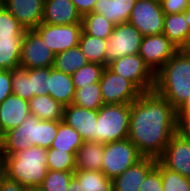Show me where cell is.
<instances>
[{
    "mask_svg": "<svg viewBox=\"0 0 190 191\" xmlns=\"http://www.w3.org/2000/svg\"><path fill=\"white\" fill-rule=\"evenodd\" d=\"M2 135L0 133V147H1Z\"/></svg>",
    "mask_w": 190,
    "mask_h": 191,
    "instance_id": "f907efd6",
    "label": "cell"
},
{
    "mask_svg": "<svg viewBox=\"0 0 190 191\" xmlns=\"http://www.w3.org/2000/svg\"><path fill=\"white\" fill-rule=\"evenodd\" d=\"M42 22L53 25L82 24V16L71 0H44Z\"/></svg>",
    "mask_w": 190,
    "mask_h": 191,
    "instance_id": "d6986e66",
    "label": "cell"
},
{
    "mask_svg": "<svg viewBox=\"0 0 190 191\" xmlns=\"http://www.w3.org/2000/svg\"><path fill=\"white\" fill-rule=\"evenodd\" d=\"M12 93L11 70L0 69V103Z\"/></svg>",
    "mask_w": 190,
    "mask_h": 191,
    "instance_id": "60d3db41",
    "label": "cell"
},
{
    "mask_svg": "<svg viewBox=\"0 0 190 191\" xmlns=\"http://www.w3.org/2000/svg\"><path fill=\"white\" fill-rule=\"evenodd\" d=\"M23 36L0 37V69L12 70L20 67Z\"/></svg>",
    "mask_w": 190,
    "mask_h": 191,
    "instance_id": "d4e9b609",
    "label": "cell"
},
{
    "mask_svg": "<svg viewBox=\"0 0 190 191\" xmlns=\"http://www.w3.org/2000/svg\"><path fill=\"white\" fill-rule=\"evenodd\" d=\"M142 158L137 147L128 138L104 143L102 172L113 180Z\"/></svg>",
    "mask_w": 190,
    "mask_h": 191,
    "instance_id": "8992f818",
    "label": "cell"
},
{
    "mask_svg": "<svg viewBox=\"0 0 190 191\" xmlns=\"http://www.w3.org/2000/svg\"><path fill=\"white\" fill-rule=\"evenodd\" d=\"M187 50H190V33L187 39Z\"/></svg>",
    "mask_w": 190,
    "mask_h": 191,
    "instance_id": "681fc988",
    "label": "cell"
},
{
    "mask_svg": "<svg viewBox=\"0 0 190 191\" xmlns=\"http://www.w3.org/2000/svg\"><path fill=\"white\" fill-rule=\"evenodd\" d=\"M130 104H103L97 110L96 142L109 143L128 138Z\"/></svg>",
    "mask_w": 190,
    "mask_h": 191,
    "instance_id": "5b68a950",
    "label": "cell"
},
{
    "mask_svg": "<svg viewBox=\"0 0 190 191\" xmlns=\"http://www.w3.org/2000/svg\"><path fill=\"white\" fill-rule=\"evenodd\" d=\"M88 63L79 45L55 55L53 67L66 74L72 75L75 71Z\"/></svg>",
    "mask_w": 190,
    "mask_h": 191,
    "instance_id": "4316f807",
    "label": "cell"
},
{
    "mask_svg": "<svg viewBox=\"0 0 190 191\" xmlns=\"http://www.w3.org/2000/svg\"><path fill=\"white\" fill-rule=\"evenodd\" d=\"M72 104L88 110H98L104 104L99 82L76 89Z\"/></svg>",
    "mask_w": 190,
    "mask_h": 191,
    "instance_id": "4dcf8cb0",
    "label": "cell"
},
{
    "mask_svg": "<svg viewBox=\"0 0 190 191\" xmlns=\"http://www.w3.org/2000/svg\"><path fill=\"white\" fill-rule=\"evenodd\" d=\"M156 164L157 159L143 157L112 180L113 191H139L147 174Z\"/></svg>",
    "mask_w": 190,
    "mask_h": 191,
    "instance_id": "e0dca14e",
    "label": "cell"
},
{
    "mask_svg": "<svg viewBox=\"0 0 190 191\" xmlns=\"http://www.w3.org/2000/svg\"><path fill=\"white\" fill-rule=\"evenodd\" d=\"M2 5L26 29H35L43 21L44 0H2Z\"/></svg>",
    "mask_w": 190,
    "mask_h": 191,
    "instance_id": "2e32d148",
    "label": "cell"
},
{
    "mask_svg": "<svg viewBox=\"0 0 190 191\" xmlns=\"http://www.w3.org/2000/svg\"><path fill=\"white\" fill-rule=\"evenodd\" d=\"M63 122L74 128L84 141L96 142L97 110L70 104L64 107Z\"/></svg>",
    "mask_w": 190,
    "mask_h": 191,
    "instance_id": "9a60e30c",
    "label": "cell"
},
{
    "mask_svg": "<svg viewBox=\"0 0 190 191\" xmlns=\"http://www.w3.org/2000/svg\"><path fill=\"white\" fill-rule=\"evenodd\" d=\"M164 14L183 13L188 7L187 0H160Z\"/></svg>",
    "mask_w": 190,
    "mask_h": 191,
    "instance_id": "ab89813d",
    "label": "cell"
},
{
    "mask_svg": "<svg viewBox=\"0 0 190 191\" xmlns=\"http://www.w3.org/2000/svg\"><path fill=\"white\" fill-rule=\"evenodd\" d=\"M183 13H184L186 21L190 27V6Z\"/></svg>",
    "mask_w": 190,
    "mask_h": 191,
    "instance_id": "7dc6e473",
    "label": "cell"
},
{
    "mask_svg": "<svg viewBox=\"0 0 190 191\" xmlns=\"http://www.w3.org/2000/svg\"><path fill=\"white\" fill-rule=\"evenodd\" d=\"M164 12L158 0H137L128 23L132 24L142 36L162 34Z\"/></svg>",
    "mask_w": 190,
    "mask_h": 191,
    "instance_id": "9c48e42d",
    "label": "cell"
},
{
    "mask_svg": "<svg viewBox=\"0 0 190 191\" xmlns=\"http://www.w3.org/2000/svg\"><path fill=\"white\" fill-rule=\"evenodd\" d=\"M74 172L48 170L40 187L44 191H67Z\"/></svg>",
    "mask_w": 190,
    "mask_h": 191,
    "instance_id": "d590c367",
    "label": "cell"
},
{
    "mask_svg": "<svg viewBox=\"0 0 190 191\" xmlns=\"http://www.w3.org/2000/svg\"><path fill=\"white\" fill-rule=\"evenodd\" d=\"M139 191H163L161 172L156 166L147 174Z\"/></svg>",
    "mask_w": 190,
    "mask_h": 191,
    "instance_id": "f35d334b",
    "label": "cell"
},
{
    "mask_svg": "<svg viewBox=\"0 0 190 191\" xmlns=\"http://www.w3.org/2000/svg\"><path fill=\"white\" fill-rule=\"evenodd\" d=\"M58 130V121L40 120L30 114L17 128L2 135L0 155H14L31 145L49 149Z\"/></svg>",
    "mask_w": 190,
    "mask_h": 191,
    "instance_id": "3957f363",
    "label": "cell"
},
{
    "mask_svg": "<svg viewBox=\"0 0 190 191\" xmlns=\"http://www.w3.org/2000/svg\"><path fill=\"white\" fill-rule=\"evenodd\" d=\"M67 191H81L80 183L74 176L69 182Z\"/></svg>",
    "mask_w": 190,
    "mask_h": 191,
    "instance_id": "bcb514c9",
    "label": "cell"
},
{
    "mask_svg": "<svg viewBox=\"0 0 190 191\" xmlns=\"http://www.w3.org/2000/svg\"><path fill=\"white\" fill-rule=\"evenodd\" d=\"M176 133L190 141V114H176Z\"/></svg>",
    "mask_w": 190,
    "mask_h": 191,
    "instance_id": "b9f144b4",
    "label": "cell"
},
{
    "mask_svg": "<svg viewBox=\"0 0 190 191\" xmlns=\"http://www.w3.org/2000/svg\"><path fill=\"white\" fill-rule=\"evenodd\" d=\"M105 67V65L88 62L75 71L71 75L75 90L99 82Z\"/></svg>",
    "mask_w": 190,
    "mask_h": 191,
    "instance_id": "d6a6232c",
    "label": "cell"
},
{
    "mask_svg": "<svg viewBox=\"0 0 190 191\" xmlns=\"http://www.w3.org/2000/svg\"><path fill=\"white\" fill-rule=\"evenodd\" d=\"M176 114H190V95L183 104L176 110Z\"/></svg>",
    "mask_w": 190,
    "mask_h": 191,
    "instance_id": "f6af8a7d",
    "label": "cell"
},
{
    "mask_svg": "<svg viewBox=\"0 0 190 191\" xmlns=\"http://www.w3.org/2000/svg\"><path fill=\"white\" fill-rule=\"evenodd\" d=\"M84 143L80 134L63 121H58V130L50 148L66 152H77Z\"/></svg>",
    "mask_w": 190,
    "mask_h": 191,
    "instance_id": "f1b7e54d",
    "label": "cell"
},
{
    "mask_svg": "<svg viewBox=\"0 0 190 191\" xmlns=\"http://www.w3.org/2000/svg\"><path fill=\"white\" fill-rule=\"evenodd\" d=\"M75 5L78 13L83 17L84 15L93 12L97 0H71Z\"/></svg>",
    "mask_w": 190,
    "mask_h": 191,
    "instance_id": "ee69618b",
    "label": "cell"
},
{
    "mask_svg": "<svg viewBox=\"0 0 190 191\" xmlns=\"http://www.w3.org/2000/svg\"><path fill=\"white\" fill-rule=\"evenodd\" d=\"M28 191H44L40 186L28 187Z\"/></svg>",
    "mask_w": 190,
    "mask_h": 191,
    "instance_id": "c3c4849f",
    "label": "cell"
},
{
    "mask_svg": "<svg viewBox=\"0 0 190 191\" xmlns=\"http://www.w3.org/2000/svg\"><path fill=\"white\" fill-rule=\"evenodd\" d=\"M78 45L88 62L105 65L107 39L87 35L82 30Z\"/></svg>",
    "mask_w": 190,
    "mask_h": 191,
    "instance_id": "83f0119b",
    "label": "cell"
},
{
    "mask_svg": "<svg viewBox=\"0 0 190 191\" xmlns=\"http://www.w3.org/2000/svg\"><path fill=\"white\" fill-rule=\"evenodd\" d=\"M190 27L184 13L165 14L163 34L178 48L187 50Z\"/></svg>",
    "mask_w": 190,
    "mask_h": 191,
    "instance_id": "7402d4cb",
    "label": "cell"
},
{
    "mask_svg": "<svg viewBox=\"0 0 190 191\" xmlns=\"http://www.w3.org/2000/svg\"><path fill=\"white\" fill-rule=\"evenodd\" d=\"M0 191H28V187L8 179L0 171Z\"/></svg>",
    "mask_w": 190,
    "mask_h": 191,
    "instance_id": "7bdbcfd3",
    "label": "cell"
},
{
    "mask_svg": "<svg viewBox=\"0 0 190 191\" xmlns=\"http://www.w3.org/2000/svg\"><path fill=\"white\" fill-rule=\"evenodd\" d=\"M11 77L13 94L28 101L34 97V93H31L30 75L27 69L22 67L14 68L11 70Z\"/></svg>",
    "mask_w": 190,
    "mask_h": 191,
    "instance_id": "e575fe53",
    "label": "cell"
},
{
    "mask_svg": "<svg viewBox=\"0 0 190 191\" xmlns=\"http://www.w3.org/2000/svg\"><path fill=\"white\" fill-rule=\"evenodd\" d=\"M156 167L161 172L163 191H190V179L163 167L158 161Z\"/></svg>",
    "mask_w": 190,
    "mask_h": 191,
    "instance_id": "836d02e7",
    "label": "cell"
},
{
    "mask_svg": "<svg viewBox=\"0 0 190 191\" xmlns=\"http://www.w3.org/2000/svg\"><path fill=\"white\" fill-rule=\"evenodd\" d=\"M107 67L115 74L129 80L141 93L154 89L155 74L138 53L125 55L110 62Z\"/></svg>",
    "mask_w": 190,
    "mask_h": 191,
    "instance_id": "52a82bcc",
    "label": "cell"
},
{
    "mask_svg": "<svg viewBox=\"0 0 190 191\" xmlns=\"http://www.w3.org/2000/svg\"><path fill=\"white\" fill-rule=\"evenodd\" d=\"M179 49L162 33L143 36L138 54L156 74Z\"/></svg>",
    "mask_w": 190,
    "mask_h": 191,
    "instance_id": "4fadbf2b",
    "label": "cell"
},
{
    "mask_svg": "<svg viewBox=\"0 0 190 191\" xmlns=\"http://www.w3.org/2000/svg\"><path fill=\"white\" fill-rule=\"evenodd\" d=\"M28 102L30 114L40 120L63 121L64 106L50 95H37Z\"/></svg>",
    "mask_w": 190,
    "mask_h": 191,
    "instance_id": "cb8c5ba5",
    "label": "cell"
},
{
    "mask_svg": "<svg viewBox=\"0 0 190 191\" xmlns=\"http://www.w3.org/2000/svg\"><path fill=\"white\" fill-rule=\"evenodd\" d=\"M142 34L130 23L115 25L112 34L107 38L105 66L125 55L139 52Z\"/></svg>",
    "mask_w": 190,
    "mask_h": 191,
    "instance_id": "ba28073f",
    "label": "cell"
},
{
    "mask_svg": "<svg viewBox=\"0 0 190 191\" xmlns=\"http://www.w3.org/2000/svg\"><path fill=\"white\" fill-rule=\"evenodd\" d=\"M104 104H131L141 92L127 79L115 74L107 66L99 81Z\"/></svg>",
    "mask_w": 190,
    "mask_h": 191,
    "instance_id": "30bf717a",
    "label": "cell"
},
{
    "mask_svg": "<svg viewBox=\"0 0 190 191\" xmlns=\"http://www.w3.org/2000/svg\"><path fill=\"white\" fill-rule=\"evenodd\" d=\"M34 30L56 55L78 45L82 24L53 25L41 22Z\"/></svg>",
    "mask_w": 190,
    "mask_h": 191,
    "instance_id": "7c38bea8",
    "label": "cell"
},
{
    "mask_svg": "<svg viewBox=\"0 0 190 191\" xmlns=\"http://www.w3.org/2000/svg\"><path fill=\"white\" fill-rule=\"evenodd\" d=\"M55 54L34 30H26L22 39L20 67L25 69L53 67Z\"/></svg>",
    "mask_w": 190,
    "mask_h": 191,
    "instance_id": "8fae6325",
    "label": "cell"
},
{
    "mask_svg": "<svg viewBox=\"0 0 190 191\" xmlns=\"http://www.w3.org/2000/svg\"><path fill=\"white\" fill-rule=\"evenodd\" d=\"M47 150L31 145L14 155H0L2 174L26 187L40 186L48 172Z\"/></svg>",
    "mask_w": 190,
    "mask_h": 191,
    "instance_id": "277c9868",
    "label": "cell"
},
{
    "mask_svg": "<svg viewBox=\"0 0 190 191\" xmlns=\"http://www.w3.org/2000/svg\"><path fill=\"white\" fill-rule=\"evenodd\" d=\"M137 0H97L93 12L104 16L114 25L127 23Z\"/></svg>",
    "mask_w": 190,
    "mask_h": 191,
    "instance_id": "44dd1931",
    "label": "cell"
},
{
    "mask_svg": "<svg viewBox=\"0 0 190 191\" xmlns=\"http://www.w3.org/2000/svg\"><path fill=\"white\" fill-rule=\"evenodd\" d=\"M30 75L31 93L37 95H49V67L27 69Z\"/></svg>",
    "mask_w": 190,
    "mask_h": 191,
    "instance_id": "74e56055",
    "label": "cell"
},
{
    "mask_svg": "<svg viewBox=\"0 0 190 191\" xmlns=\"http://www.w3.org/2000/svg\"><path fill=\"white\" fill-rule=\"evenodd\" d=\"M103 156L104 143L84 141L75 155L76 169L102 171Z\"/></svg>",
    "mask_w": 190,
    "mask_h": 191,
    "instance_id": "603a6c76",
    "label": "cell"
},
{
    "mask_svg": "<svg viewBox=\"0 0 190 191\" xmlns=\"http://www.w3.org/2000/svg\"><path fill=\"white\" fill-rule=\"evenodd\" d=\"M74 177L79 181L81 191H113V182L102 171H74Z\"/></svg>",
    "mask_w": 190,
    "mask_h": 191,
    "instance_id": "484cf974",
    "label": "cell"
},
{
    "mask_svg": "<svg viewBox=\"0 0 190 191\" xmlns=\"http://www.w3.org/2000/svg\"><path fill=\"white\" fill-rule=\"evenodd\" d=\"M75 87L72 77L54 67H49V95L64 107L72 104Z\"/></svg>",
    "mask_w": 190,
    "mask_h": 191,
    "instance_id": "ffe728a7",
    "label": "cell"
},
{
    "mask_svg": "<svg viewBox=\"0 0 190 191\" xmlns=\"http://www.w3.org/2000/svg\"><path fill=\"white\" fill-rule=\"evenodd\" d=\"M157 161L163 167L190 179V141L175 133Z\"/></svg>",
    "mask_w": 190,
    "mask_h": 191,
    "instance_id": "5bb4252c",
    "label": "cell"
},
{
    "mask_svg": "<svg viewBox=\"0 0 190 191\" xmlns=\"http://www.w3.org/2000/svg\"><path fill=\"white\" fill-rule=\"evenodd\" d=\"M176 109L154 90L130 104L128 139L143 157L158 159L176 133Z\"/></svg>",
    "mask_w": 190,
    "mask_h": 191,
    "instance_id": "6da1fadb",
    "label": "cell"
},
{
    "mask_svg": "<svg viewBox=\"0 0 190 191\" xmlns=\"http://www.w3.org/2000/svg\"><path fill=\"white\" fill-rule=\"evenodd\" d=\"M115 25L104 16L91 12L82 17V30L91 36L107 39L113 32Z\"/></svg>",
    "mask_w": 190,
    "mask_h": 191,
    "instance_id": "f546056e",
    "label": "cell"
},
{
    "mask_svg": "<svg viewBox=\"0 0 190 191\" xmlns=\"http://www.w3.org/2000/svg\"><path fill=\"white\" fill-rule=\"evenodd\" d=\"M26 29L18 20L3 6H0V37H15L24 35Z\"/></svg>",
    "mask_w": 190,
    "mask_h": 191,
    "instance_id": "8d00e7d4",
    "label": "cell"
},
{
    "mask_svg": "<svg viewBox=\"0 0 190 191\" xmlns=\"http://www.w3.org/2000/svg\"><path fill=\"white\" fill-rule=\"evenodd\" d=\"M30 115L28 100L18 95L10 94L0 103V133L17 128Z\"/></svg>",
    "mask_w": 190,
    "mask_h": 191,
    "instance_id": "ac0fdd59",
    "label": "cell"
},
{
    "mask_svg": "<svg viewBox=\"0 0 190 191\" xmlns=\"http://www.w3.org/2000/svg\"><path fill=\"white\" fill-rule=\"evenodd\" d=\"M176 110L190 95V50L179 49L155 74L153 89Z\"/></svg>",
    "mask_w": 190,
    "mask_h": 191,
    "instance_id": "7a4b0ae2",
    "label": "cell"
},
{
    "mask_svg": "<svg viewBox=\"0 0 190 191\" xmlns=\"http://www.w3.org/2000/svg\"><path fill=\"white\" fill-rule=\"evenodd\" d=\"M76 152H66L55 148L47 150V168L53 171L74 172Z\"/></svg>",
    "mask_w": 190,
    "mask_h": 191,
    "instance_id": "1f68e13d",
    "label": "cell"
}]
</instances>
